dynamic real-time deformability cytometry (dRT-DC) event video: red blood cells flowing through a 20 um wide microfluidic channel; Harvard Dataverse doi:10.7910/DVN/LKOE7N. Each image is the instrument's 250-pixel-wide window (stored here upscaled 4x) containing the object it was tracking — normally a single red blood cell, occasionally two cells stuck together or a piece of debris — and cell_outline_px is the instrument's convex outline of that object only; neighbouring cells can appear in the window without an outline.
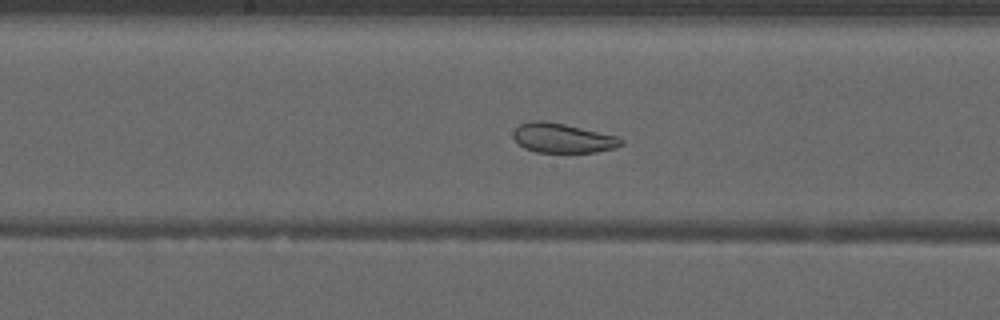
{"species": "common noctule bat (a hibernating species)", "species_latin": "Nyctalus noctula", "temperature_condition": "warm", "stored_images_in_passage": 41, "camera_frame_rate_fps": 3000, "um_per_image_px": 0.085, "animal": {"sex": "male", "forearm_length_mm": 52.5}, "frame": {"image": 1, "passage_image": 17, "time_ms": 5.333, "image_size_px": [1000, 320], "cell_outline_px": [[624, 144], [616, 148], [596, 152], [536, 152], [524, 148], [512, 136], [512, 132], [520, 124], [532, 120], [544, 120], [564, 124], [616, 136], [624, 140]], "centroid_in_image_um": [47.82, 11.74], "position_along_channel_um": 200.4, "area_um2": 18.5}}
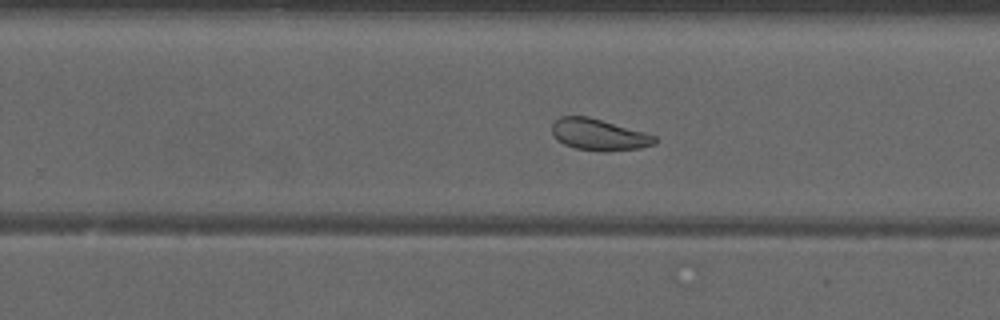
{"frame": {"image": 2, "passage_image": 23, "time_ms": 7.333, "image_size_px": [1000, 320], "cell_outline_px": [[656, 144], [640, 148], [608, 152], [576, 148], [564, 144], [556, 140], [552, 136], [552, 124], [560, 116], [588, 116], [644, 132], [656, 136]], "centroid_in_image_um": [50.89, 11.45], "position_along_channel_um": 278.9, "area_um2": 18.9}}
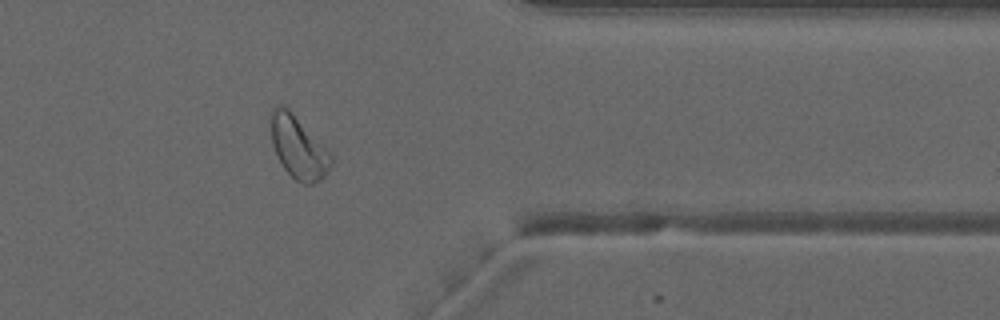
{"frame": {"image": 3, "passage_image": 32, "time_ms": 10.333, "image_size_px": [1000, 320], "cell_outline_px": [[332, 164], [324, 176], [320, 180], [312, 184], [304, 184], [296, 180], [284, 168], [272, 144], [268, 116], [272, 108], [276, 104], [284, 104], [328, 148], [332, 156]], "centroid_in_image_um": [25.34, 12.46], "position_along_channel_um": 386.1, "area_um2": 22.25}, "authors_computed_cell_mechanics": {"area_um2": 22.3108, "velocity_mm_per_s": 3.9512, "shape_relaxation_time_tau1_ms": null, "shape_relaxation_time_tau2_ms": 1.1121, "deformation_change_tau1": null, "deformation_change_tau2": 0.072}}